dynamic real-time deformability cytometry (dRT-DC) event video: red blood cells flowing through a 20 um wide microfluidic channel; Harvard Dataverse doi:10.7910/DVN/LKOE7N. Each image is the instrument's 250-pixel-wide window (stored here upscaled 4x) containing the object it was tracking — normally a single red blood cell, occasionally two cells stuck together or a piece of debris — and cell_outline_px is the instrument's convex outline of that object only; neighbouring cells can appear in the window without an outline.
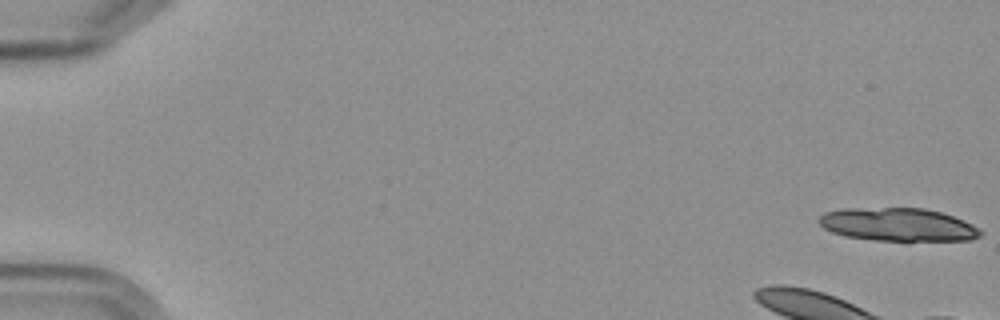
{"species": "Egyptian fruit bat (a non-hibernating species)", "species_latin": "Rousettus aegyptiacus", "temperature_condition": "cold", "stored_images_in_passage": 4, "camera_frame_rate_fps": 3000, "um_per_image_px": 0.085, "frame": {"image": 1, "passage_image": 1, "time_ms": 0.0, "image_size_px": [1000, 320], "cell_outline_px": [[984, 232], [980, 236], [972, 240], [876, 240], [844, 236], [832, 232], [824, 228], [820, 224], [820, 216], [824, 212], [844, 208], [924, 208], [940, 212], [952, 216], [972, 224]], "centroid_in_image_um": [76.32, 19.08], "position_along_channel_um": 8.7, "area_um2": 30.98}}